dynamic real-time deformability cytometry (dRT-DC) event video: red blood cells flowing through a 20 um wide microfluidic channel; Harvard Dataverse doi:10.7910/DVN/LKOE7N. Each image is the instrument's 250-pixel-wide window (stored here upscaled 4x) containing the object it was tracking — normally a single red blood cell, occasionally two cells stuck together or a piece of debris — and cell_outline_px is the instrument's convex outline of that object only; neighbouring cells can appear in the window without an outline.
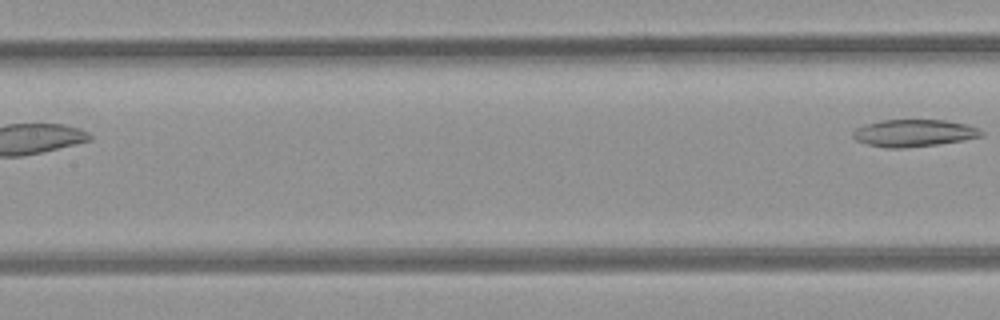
{"species": "common noctule bat (a hibernating species)", "species_latin": "Nyctalus noctula", "temperature_condition": "room temperature", "stored_images_in_passage": 4, "segment_of_instrument_passage": [2, 2], "camera_frame_rate_fps": 3000, "um_per_image_px": 0.085, "animal": {"sex": "female", "body_mass_g": 21.9}, "frame": {"image": 1, "passage_image": 4, "time_ms": 1.0, "image_size_px": [1000, 320], "cell_outline_px": [[984, 136], [964, 140], [936, 144], [904, 148], [888, 148], [868, 144], [856, 140], [852, 136], [852, 132], [856, 128], [880, 120], [944, 120], [964, 124], [976, 128], [984, 132]], "centroid_in_image_um": [77.67, 11.31], "position_along_channel_um": 129.7, "area_um2": 20.11}}